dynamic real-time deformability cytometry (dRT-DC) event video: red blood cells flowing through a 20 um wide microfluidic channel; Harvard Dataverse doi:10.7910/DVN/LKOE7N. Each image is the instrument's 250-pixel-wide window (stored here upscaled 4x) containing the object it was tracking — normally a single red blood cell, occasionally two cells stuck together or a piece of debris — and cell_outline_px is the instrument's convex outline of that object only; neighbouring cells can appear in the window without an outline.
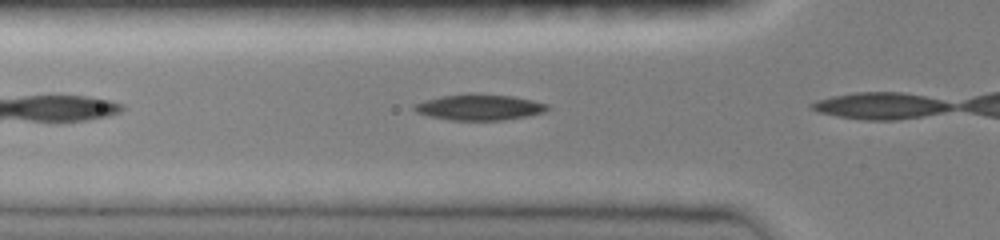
{"species": "common noctule bat (a hibernating species)", "species_latin": "Nyctalus noctula", "temperature_condition": "room temperature", "stored_images_in_passage": 5, "camera_frame_rate_fps": 3000, "um_per_image_px": 0.085, "animal": {"sex": "female", "body_mass_g": 19.0, "forearm_length_mm": 51.5}, "frame": {"image": 1, "passage_image": 3, "time_ms": 0.667, "image_size_px": [1000, 240], "cell_outline_px": [[548, 108], [544, 112], [528, 116], [504, 120], [452, 120], [428, 116], [416, 112], [412, 108], [412, 104], [424, 100], [440, 96], [468, 92], [472, 92], [512, 96], [532, 100], [548, 104]], "centroid_in_image_um": [40.69, 9.09], "position_along_channel_um": 85.1, "area_um2": 20.46}}